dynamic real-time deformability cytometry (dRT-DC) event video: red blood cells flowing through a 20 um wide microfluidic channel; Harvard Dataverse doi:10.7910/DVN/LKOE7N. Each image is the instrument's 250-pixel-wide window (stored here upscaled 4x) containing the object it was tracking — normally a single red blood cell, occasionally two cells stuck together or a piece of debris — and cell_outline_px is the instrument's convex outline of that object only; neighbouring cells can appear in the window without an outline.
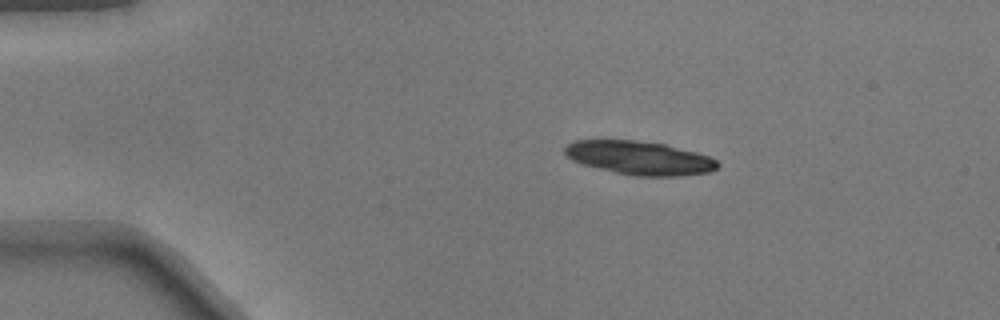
{"species": "common noctule bat (a hibernating species)", "species_latin": "Nyctalus noctula", "temperature_condition": "warm", "stored_images_in_passage": 35, "camera_frame_rate_fps": 3000, "um_per_image_px": 0.085, "animal": {"sex": "male", "body_mass_g": 17.9}, "frame": {"image": 1, "passage_image": 1, "time_ms": 0.0, "image_size_px": [1000, 320], "cell_outline_px": [[720, 164], [716, 168], [708, 172], [684, 176], [636, 176], [616, 172], [584, 164], [572, 160], [564, 152], [564, 148], [568, 144], [576, 140], [632, 140], [664, 144], [696, 152], [708, 156], [716, 160]], "centroid_in_image_um": [54.37, 13.42], "position_along_channel_um": 30.6, "area_um2": 29.59}}
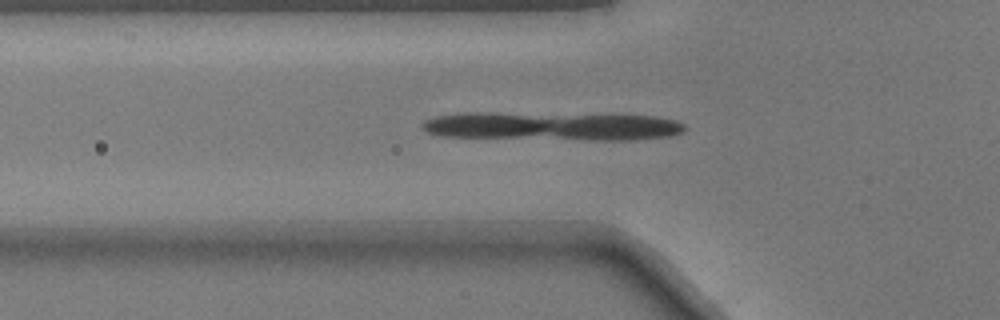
{"frame": {"image": 2, "passage_image": 9, "time_ms": 2.667, "image_size_px": [1000, 320], "cell_outline_px": [[688, 128], [684, 132], [672, 136], [636, 140], [596, 140], [440, 136], [428, 132], [420, 128], [420, 124], [424, 120], [436, 116], [464, 112], [496, 112], [656, 116], [676, 120], [684, 124]], "centroid_in_image_um": [46.95, 10.72], "position_along_channel_um": 78.8, "area_um2": 44.16}}